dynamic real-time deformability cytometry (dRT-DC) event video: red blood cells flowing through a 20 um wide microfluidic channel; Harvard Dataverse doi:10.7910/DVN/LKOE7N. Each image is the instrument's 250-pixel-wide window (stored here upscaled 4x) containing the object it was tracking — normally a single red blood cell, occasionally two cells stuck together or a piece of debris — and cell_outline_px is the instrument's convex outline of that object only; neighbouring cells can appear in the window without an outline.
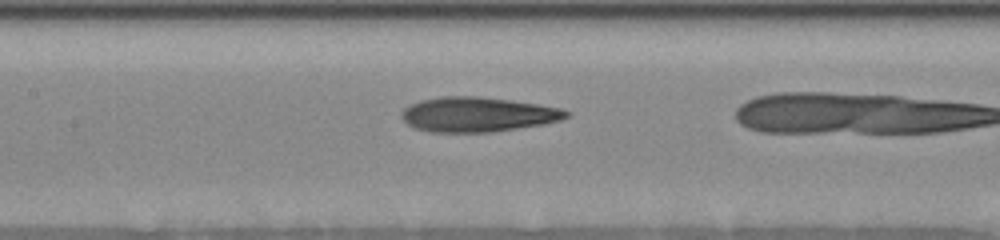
{"species": "human", "species_latin": "Homo sapiens", "temperature_condition": "room temperature", "stored_images_in_passage": 34, "camera_frame_rate_fps": 3000, "um_per_image_px": 0.085, "donor": {"sex": "female"}, "frame": {"image": 1, "passage_image": 19, "time_ms": 6.333, "image_size_px": [1000, 240], "cell_outline_px": [[568, 116], [560, 120], [544, 124], [488, 132], [432, 132], [412, 128], [400, 116], [400, 112], [408, 104], [420, 100], [440, 96], [476, 96], [508, 100], [536, 104], [560, 108], [568, 112]], "centroid_in_image_um": [40.51, 9.72], "position_along_channel_um": 166.9, "area_um2": 33.23}}
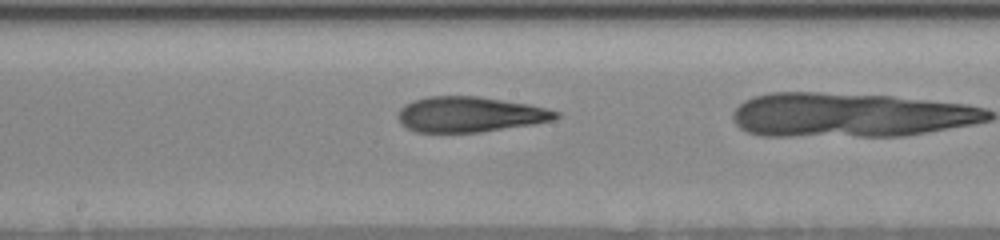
{"frame": {"image": 2, "passage_image": 22, "time_ms": 7.333, "image_size_px": [1000, 240], "cell_outline_px": [[560, 116], [552, 120], [532, 124], [480, 132], [416, 132], [404, 128], [400, 124], [396, 116], [400, 108], [404, 104], [412, 100], [428, 96], [476, 96], [528, 104], [548, 108], [560, 112]], "centroid_in_image_um": [39.88, 9.72], "position_along_channel_um": 208.3, "area_um2": 32.71}}
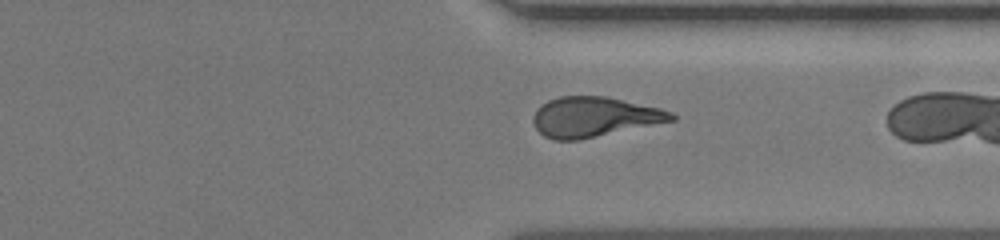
{"frame": {"image": 3, "passage_image": 32, "time_ms": 11.0, "image_size_px": [1000, 240], "cell_outline_px": [[676, 120], [576, 140], [552, 140], [544, 136], [536, 128], [532, 120], [532, 116], [536, 108], [548, 100], [560, 96], [608, 96], [660, 108], [672, 112], [676, 116]], "centroid_in_image_um": [50.48, 9.92], "position_along_channel_um": 360.9, "area_um2": 32.19}}